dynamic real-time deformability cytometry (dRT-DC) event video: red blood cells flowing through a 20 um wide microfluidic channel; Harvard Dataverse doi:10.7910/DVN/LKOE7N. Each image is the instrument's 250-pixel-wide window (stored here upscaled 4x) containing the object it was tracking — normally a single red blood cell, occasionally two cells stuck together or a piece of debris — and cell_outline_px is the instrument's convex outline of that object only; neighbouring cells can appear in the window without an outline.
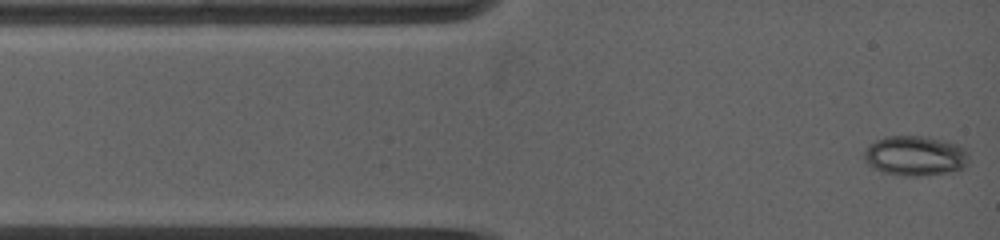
{"species": "common noctule bat (a hibernating species)", "species_latin": "Nyctalus noctula", "temperature_condition": "warm", "stored_images_in_passage": 22, "camera_frame_rate_fps": 5000, "um_per_image_px": 0.085, "animal": {"sex": "female", "body_mass_g": 19.0, "forearm_length_mm": 53.3}, "frame": {"image": 1, "passage_image": 1, "time_ms": 0.0, "image_size_px": [1000, 240], "cell_outline_px": [[968, 160], [964, 168], [948, 172], [916, 176], [904, 176], [880, 172], [868, 164], [864, 160], [864, 152], [876, 140], [888, 136], [928, 136], [948, 140], [964, 148], [968, 152]], "centroid_in_image_um": [77.81, 13.24], "position_along_channel_um": 7.2, "area_um2": 24.45}}
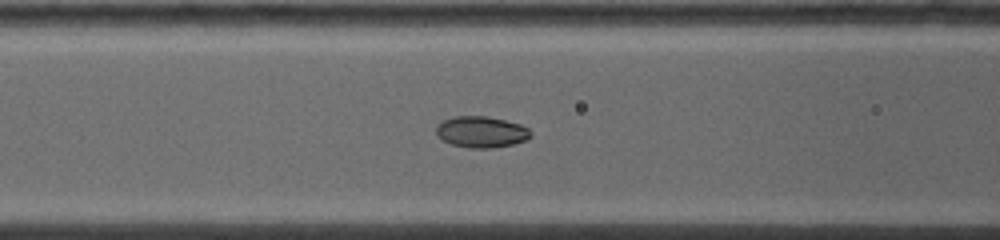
{"frame": {"image": 2, "passage_image": 15, "time_ms": 4.2, "image_size_px": [1000, 240], "cell_outline_px": [[532, 136], [524, 140], [512, 144], [488, 148], [468, 148], [452, 144], [436, 136], [436, 124], [452, 116], [488, 116], [520, 124], [528, 128], [532, 132]], "centroid_in_image_um": [40.88, 11.2], "position_along_channel_um": 125.7, "area_um2": 17.22}}
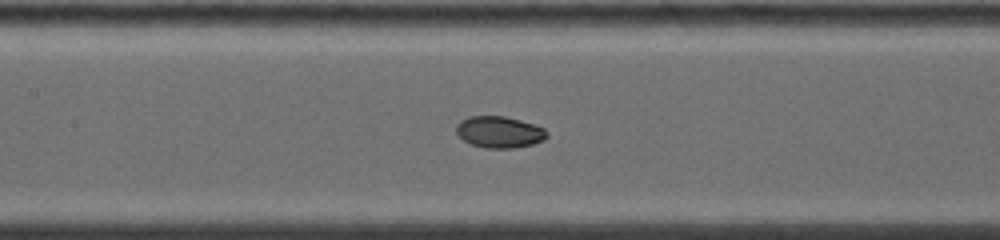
{"frame": {"image": 3, "passage_image": 18, "time_ms": 5.2, "image_size_px": [1000, 240], "cell_outline_px": [[548, 136], [544, 140], [532, 144], [516, 148], [484, 148], [472, 144], [464, 140], [456, 132], [456, 124], [460, 120], [468, 116], [504, 116], [536, 124], [544, 128], [548, 132]], "centroid_in_image_um": [42.46, 11.22], "position_along_channel_um": 164.9, "area_um2": 16.82}}